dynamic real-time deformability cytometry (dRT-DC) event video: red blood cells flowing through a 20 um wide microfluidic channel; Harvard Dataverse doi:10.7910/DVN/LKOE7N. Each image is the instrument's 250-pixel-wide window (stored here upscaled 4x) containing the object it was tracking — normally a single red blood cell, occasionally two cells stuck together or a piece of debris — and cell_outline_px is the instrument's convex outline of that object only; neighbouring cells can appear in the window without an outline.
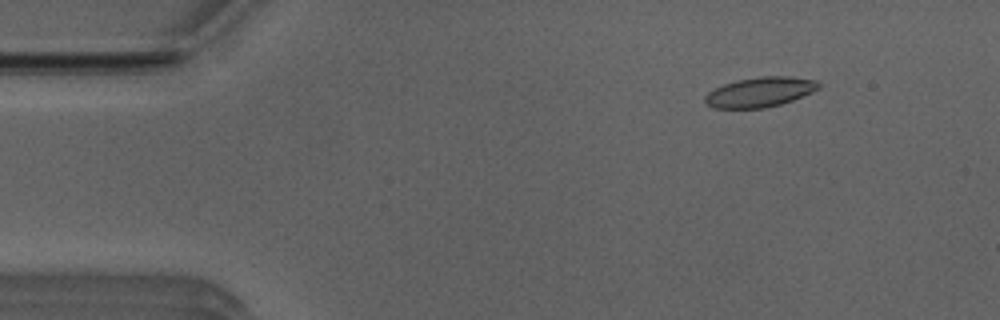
{"species": "Egyptian fruit bat (a non-hibernating species)", "species_latin": "Rousettus aegyptiacus", "temperature_condition": "room temperature", "stored_images_in_passage": 51, "camera_frame_rate_fps": 3000, "um_per_image_px": 0.085, "animal": {"sex": "male"}, "frame": {"image": 1, "passage_image": 6, "time_ms": 1.667, "image_size_px": [1000, 320], "cell_outline_px": [[820, 88], [812, 92], [792, 100], [780, 104], [764, 108], [712, 108], [704, 104], [704, 96], [708, 92], [724, 84], [736, 80], [760, 76], [788, 76], [816, 80], [820, 84]], "centroid_in_image_um": [64.57, 7.82], "position_along_channel_um": 20.4, "area_um2": 19.83}}
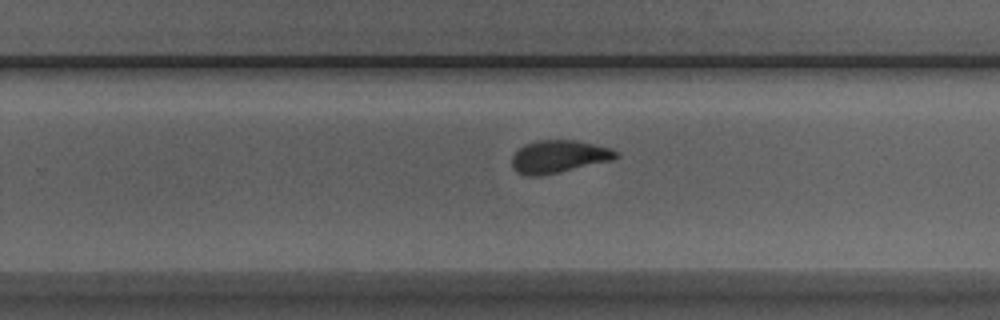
{"frame": {"image": 2, "passage_image": 32, "time_ms": 10.333, "image_size_px": [1000, 320], "cell_outline_px": [[620, 156], [616, 160], [540, 176], [524, 176], [516, 172], [512, 168], [512, 156], [524, 144], [536, 140], [576, 140], [612, 148]], "centroid_in_image_um": [47.51, 13.32], "position_along_channel_um": 282.3, "area_um2": 20.11}}
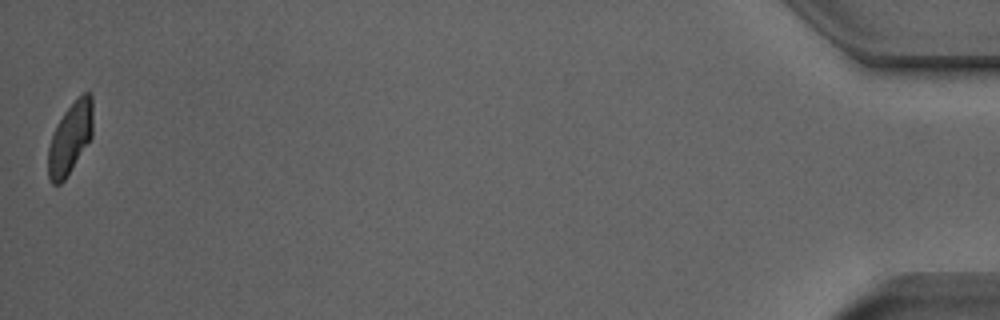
{"frame": {"image": 3, "passage_image": 51, "time_ms": 16.667, "image_size_px": [1000, 320], "cell_outline_px": [[92, 136], [64, 180], [60, 184], [52, 184], [48, 180], [48, 148], [52, 136], [64, 112], [84, 92], [88, 92], [92, 96]], "centroid_in_image_um": [5.95, 11.77], "position_along_channel_um": 429.2, "area_um2": 18.15}, "authors_computed_cell_mechanics": {"area_um2": 19.941, "velocity_mm_per_s": 3.9383, "shape_relaxation_time_tau1_ms": 6.6493, "shape_relaxation_time_tau2_ms": 1.0597, "deformation_change_tau1": 0.176, "deformation_change_tau2": 0.0827}}